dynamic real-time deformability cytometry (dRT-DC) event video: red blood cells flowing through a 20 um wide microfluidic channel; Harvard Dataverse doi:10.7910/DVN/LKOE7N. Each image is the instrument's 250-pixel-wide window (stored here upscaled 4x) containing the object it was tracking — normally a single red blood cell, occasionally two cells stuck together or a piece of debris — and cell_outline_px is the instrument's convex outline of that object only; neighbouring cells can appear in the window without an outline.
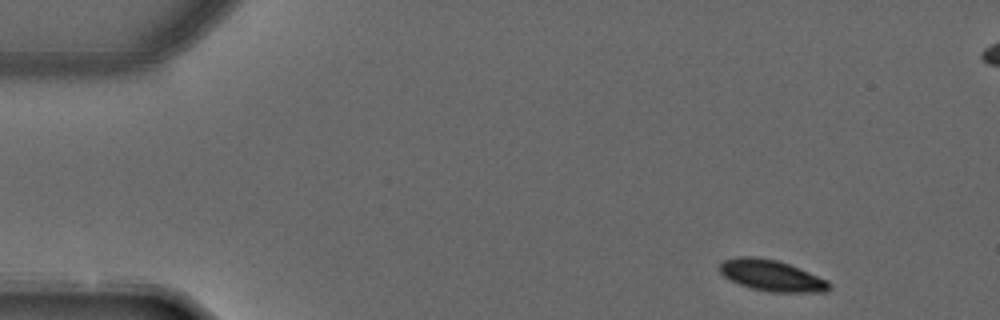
{"species": "common noctule bat (a hibernating species)", "species_latin": "Nyctalus noctula", "temperature_condition": "warm", "stored_images_in_passage": 7, "segment_of_instrument_passage": [1, 2], "camera_frame_rate_fps": 3000, "um_per_image_px": 0.085, "animal": {"sex": "male", "forearm_length_mm": 52.5}, "frame": {"image": 1, "passage_image": 1, "time_ms": 0.0, "image_size_px": [1000, 320], "cell_outline_px": [[832, 288], [824, 292], [768, 292], [752, 288], [740, 284], [724, 276], [720, 272], [720, 264], [724, 260], [740, 256], [756, 256], [776, 260], [788, 264], [828, 280]], "centroid_in_image_um": [65.6, 23.42], "position_along_channel_um": 19.4, "area_um2": 19.71}}
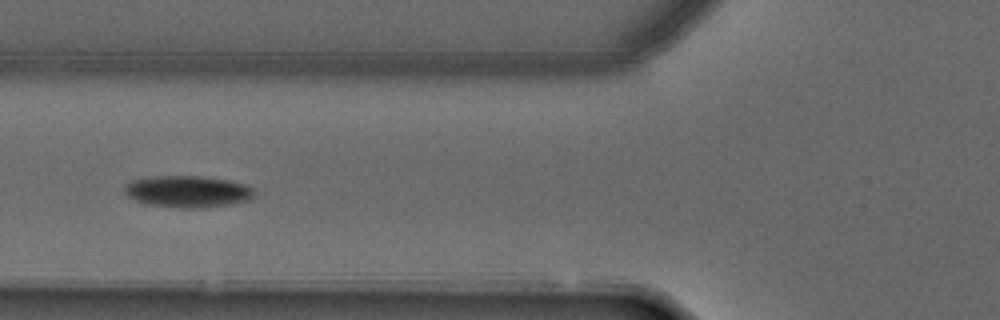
{"frame": {"image": 2, "passage_image": 5, "time_ms": 1.333, "image_size_px": [1000, 320], "cell_outline_px": [[256, 196], [252, 200], [232, 204], [196, 208], [180, 208], [148, 204], [136, 200], [128, 196], [124, 188], [132, 180], [152, 176], [200, 176], [228, 180], [244, 184], [252, 188], [256, 192]], "centroid_in_image_um": [16.02, 16.28], "position_along_channel_um": 109.8, "area_um2": 23.99}}
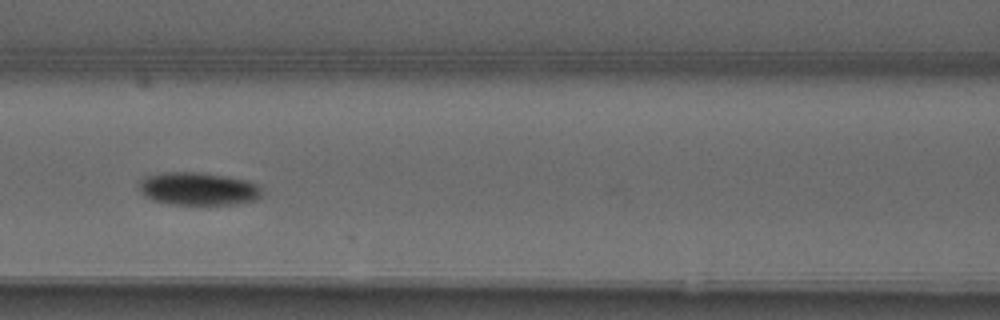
{"frame": {"image": 3, "passage_image": 6, "time_ms": 1.667, "image_size_px": [1000, 320], "cell_outline_px": [[264, 196], [256, 200], [232, 204], [168, 204], [144, 196], [140, 188], [140, 180], [144, 176], [164, 172], [200, 172], [224, 176], [244, 180], [260, 184], [264, 192]], "centroid_in_image_um": [16.9, 16.04], "position_along_channel_um": 149.7, "area_um2": 23.64}}